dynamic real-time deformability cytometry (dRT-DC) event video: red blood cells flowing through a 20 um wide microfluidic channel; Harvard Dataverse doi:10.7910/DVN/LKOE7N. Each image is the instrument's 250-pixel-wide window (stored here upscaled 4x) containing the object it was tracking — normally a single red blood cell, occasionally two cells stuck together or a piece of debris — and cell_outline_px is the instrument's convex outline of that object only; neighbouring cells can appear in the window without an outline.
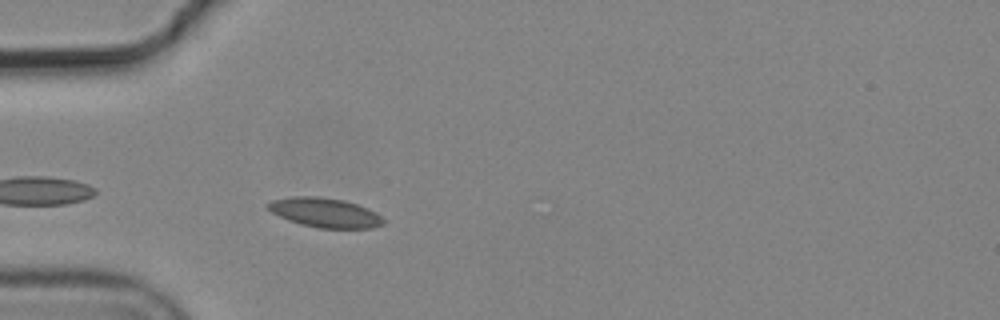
{"species": "common noctule bat (a hibernating species)", "species_latin": "Nyctalus noctula", "temperature_condition": "cold", "stored_images_in_passage": 3, "camera_frame_rate_fps": 3000, "um_per_image_px": 0.085, "animal": {"sex": "male", "body_mass_g": 19.2, "forearm_length_mm": 51.8}, "frame": {"image": 1, "passage_image": 3, "time_ms": 0.667, "image_size_px": [1000, 320], "cell_outline_px": [[384, 224], [372, 228], [320, 228], [300, 224], [288, 220], [272, 212], [264, 204], [272, 200], [292, 196], [316, 196], [344, 200], [368, 208], [376, 212], [384, 220]], "centroid_in_image_um": [27.61, 18.07], "position_along_channel_um": 57.4, "area_um2": 19.83}}